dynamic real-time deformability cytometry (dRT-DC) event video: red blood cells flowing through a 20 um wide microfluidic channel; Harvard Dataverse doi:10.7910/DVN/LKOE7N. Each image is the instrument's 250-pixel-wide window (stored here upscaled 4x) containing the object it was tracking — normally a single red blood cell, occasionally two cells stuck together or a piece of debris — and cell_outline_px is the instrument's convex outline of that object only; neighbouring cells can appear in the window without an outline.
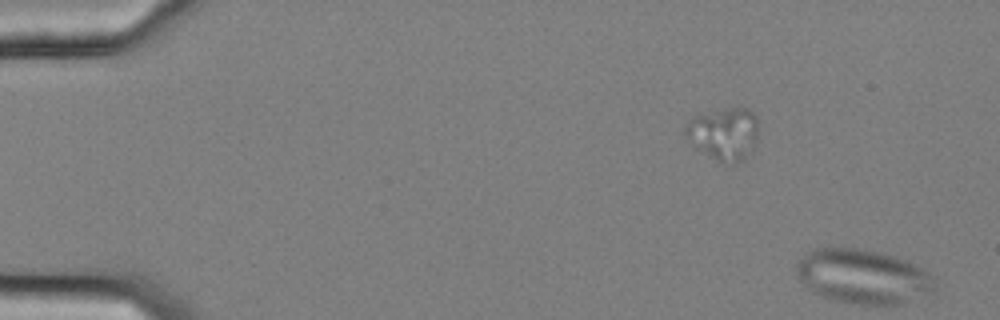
{"species": "common noctule bat (a hibernating species)", "species_latin": "Nyctalus noctula", "temperature_condition": "cold", "stored_images_in_passage": 11, "segment_of_instrument_passage": [2, 2], "camera_frame_rate_fps": 3000, "um_per_image_px": 0.085, "animal": {"sex": "female", "body_mass_g": 25.1}, "frame": {"image": 1, "passage_image": 11, "time_ms": 3.333, "image_size_px": [1000, 320], "cell_outline_px": [[936, 296], [904, 304], [860, 304], [832, 300], [820, 296], [812, 292], [800, 280], [796, 272], [796, 264], [812, 248], [856, 248], [880, 252], [908, 260], [932, 276], [936, 284]], "centroid_in_image_um": [73.43, 23.53], "position_along_channel_um": 11.6, "area_um2": 44.56}}